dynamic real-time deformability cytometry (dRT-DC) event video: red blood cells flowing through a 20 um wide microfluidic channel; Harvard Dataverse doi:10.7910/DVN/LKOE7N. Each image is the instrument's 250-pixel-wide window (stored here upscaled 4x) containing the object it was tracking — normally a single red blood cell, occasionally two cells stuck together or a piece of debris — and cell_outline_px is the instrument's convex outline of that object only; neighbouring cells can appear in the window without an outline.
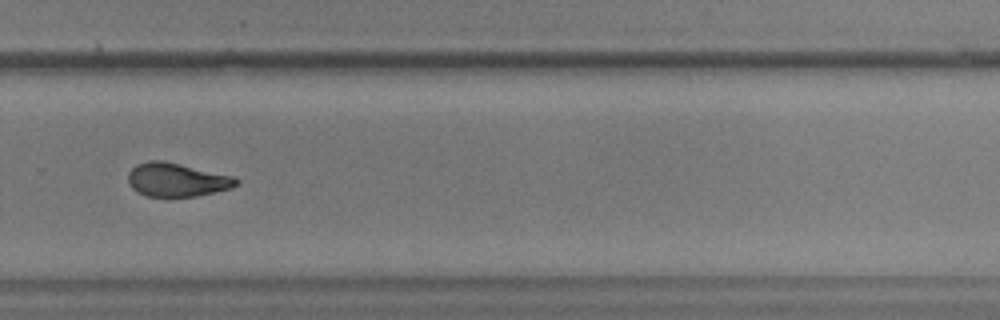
{"species": "common noctule bat (a hibernating species)", "species_latin": "Nyctalus noctula", "temperature_condition": "warm", "stored_images_in_passage": 39, "camera_frame_rate_fps": 3000, "um_per_image_px": 0.085, "animal": {"sex": "male", "body_mass_g": 17.9, "forearm_length_mm": 54.2}, "frame": {"image": 1, "passage_image": 28, "time_ms": 9.0, "image_size_px": [1000, 320], "cell_outline_px": [[240, 180], [232, 188], [216, 192], [196, 196], [148, 196], [136, 192], [132, 188], [128, 180], [128, 172], [136, 164], [148, 160], [160, 160], [180, 164], [232, 176]], "centroid_in_image_um": [15.0, 15.28], "position_along_channel_um": 314.8, "area_um2": 21.04}}